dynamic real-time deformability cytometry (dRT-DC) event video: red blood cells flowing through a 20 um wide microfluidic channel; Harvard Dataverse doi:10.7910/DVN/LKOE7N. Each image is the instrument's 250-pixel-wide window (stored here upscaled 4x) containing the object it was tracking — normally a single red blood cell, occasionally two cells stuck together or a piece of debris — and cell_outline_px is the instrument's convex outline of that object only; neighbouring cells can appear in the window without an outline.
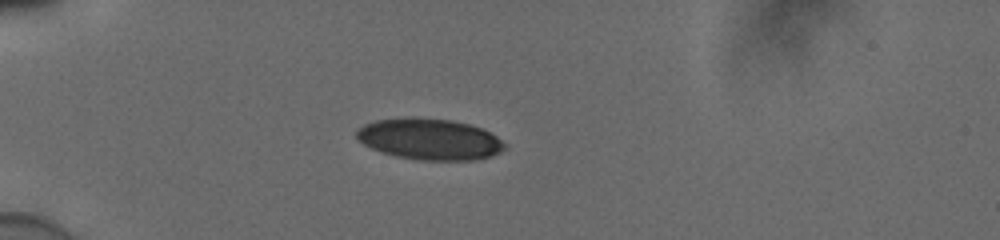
{"species": "human", "species_latin": "Homo sapiens", "temperature_condition": "cold", "stored_images_in_passage": 39, "camera_frame_rate_fps": 3000, "um_per_image_px": 0.085, "donor": {"sex": "male"}, "frame": {"image": 1, "passage_image": 1, "time_ms": 0.0, "image_size_px": [1000, 240], "cell_outline_px": [[508, 144], [500, 152], [492, 156], [476, 160], [416, 160], [396, 156], [380, 152], [364, 144], [356, 136], [356, 132], [364, 124], [376, 120], [452, 120], [468, 124], [480, 128], [496, 136]], "centroid_in_image_um": [36.56, 11.88], "position_along_channel_um": 48.4, "area_um2": 34.62}}
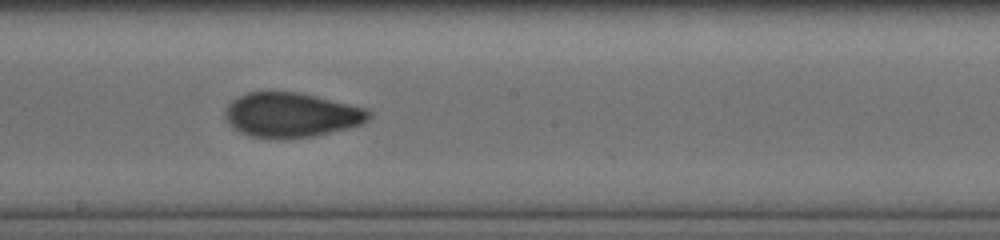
{"frame": {"image": 2, "passage_image": 17, "time_ms": 5.333, "image_size_px": [1000, 240], "cell_outline_px": [[372, 116], [364, 124], [316, 136], [280, 140], [252, 136], [240, 132], [228, 124], [224, 120], [224, 112], [228, 104], [232, 100], [248, 92], [296, 92], [316, 96], [368, 108], [372, 112]], "centroid_in_image_um": [24.78, 9.79], "position_along_channel_um": 223.4, "area_um2": 37.92}}
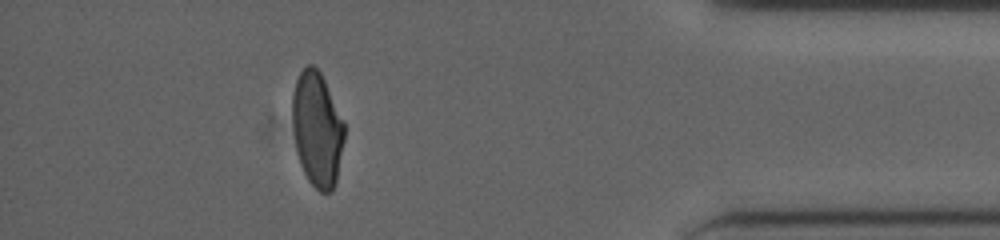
{"frame": {"image": 3, "passage_image": 34, "time_ms": 11.0, "image_size_px": [1000, 240], "cell_outline_px": [[344, 140], [336, 184], [332, 192], [320, 192], [308, 180], [300, 164], [296, 148], [292, 124], [292, 96], [296, 80], [300, 72], [308, 64], [312, 64], [320, 72], [344, 120]], "centroid_in_image_um": [26.96, 11.0], "position_along_channel_um": 408.2, "area_um2": 34.85}, "authors_computed_cell_mechanics": {"area_um2": 36.703, "velocity_mm_per_s": 3.8905, "shape_relaxation_time_tau1_ms": 7.3207, "shape_relaxation_time_tau2_ms": 1.0677, "deformation_change_tau1": 0.1776, "deformation_change_tau2": 0.0466}}